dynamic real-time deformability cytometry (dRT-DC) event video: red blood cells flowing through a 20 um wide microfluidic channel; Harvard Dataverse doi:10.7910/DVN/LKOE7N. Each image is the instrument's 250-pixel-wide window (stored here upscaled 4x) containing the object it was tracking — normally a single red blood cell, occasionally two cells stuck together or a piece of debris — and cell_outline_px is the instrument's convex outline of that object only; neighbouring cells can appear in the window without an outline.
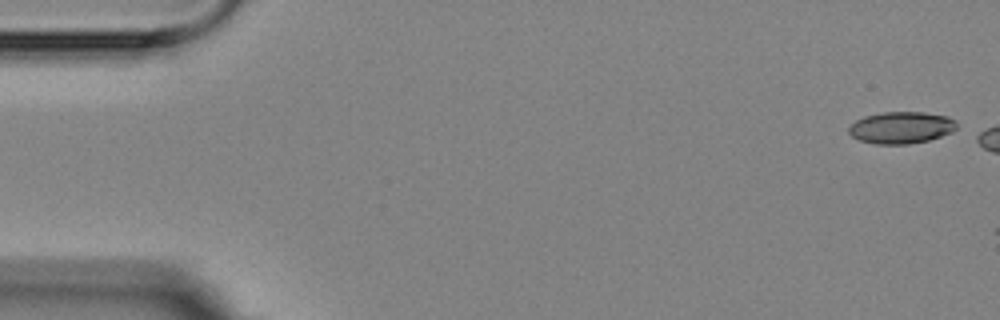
{"species": "Egyptian fruit bat (a non-hibernating species)", "species_latin": "Rousettus aegyptiacus", "temperature_condition": "room temperature", "stored_images_in_passage": 2, "camera_frame_rate_fps": 3000, "um_per_image_px": 0.085, "animal": {"sex": "female"}, "frame": {"image": 1, "passage_image": 1, "time_ms": 0.0, "image_size_px": [1000, 320], "cell_outline_px": [[956, 128], [952, 132], [928, 140], [908, 144], [876, 144], [860, 140], [852, 136], [848, 132], [848, 128], [856, 120], [864, 116], [884, 112], [924, 112], [948, 116], [956, 120]], "centroid_in_image_um": [76.61, 10.84], "position_along_channel_um": 8.4, "area_um2": 20.0}}